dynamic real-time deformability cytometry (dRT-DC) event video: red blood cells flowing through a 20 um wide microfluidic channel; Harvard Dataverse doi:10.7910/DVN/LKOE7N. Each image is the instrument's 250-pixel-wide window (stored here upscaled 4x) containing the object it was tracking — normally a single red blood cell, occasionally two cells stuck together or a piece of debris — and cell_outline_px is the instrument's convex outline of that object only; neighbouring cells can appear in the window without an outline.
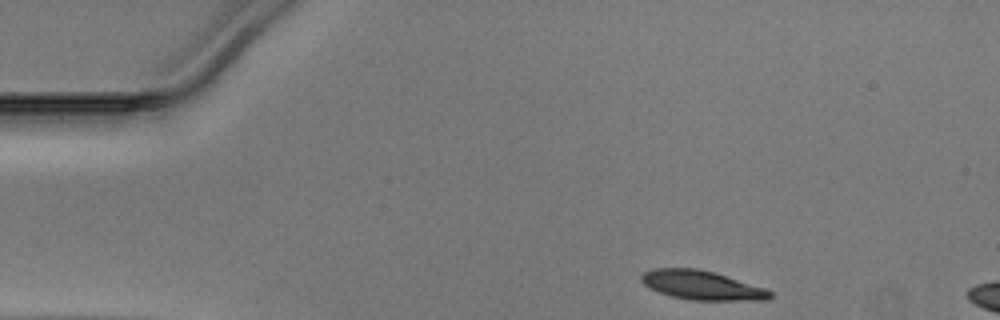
{"species": "Egyptian fruit bat (a non-hibernating species)", "species_latin": "Rousettus aegyptiacus", "temperature_condition": "warm", "stored_images_in_passage": 5, "camera_frame_rate_fps": 3000, "um_per_image_px": 0.085, "animal": {"sex": "male"}, "frame": {"image": 1, "passage_image": 1, "time_ms": 0.0, "image_size_px": [1000, 320], "cell_outline_px": [[772, 296], [768, 300], [692, 300], [672, 296], [660, 292], [644, 284], [640, 280], [640, 276], [644, 272], [652, 268], [696, 268], [712, 272], [764, 288], [772, 292]], "centroid_in_image_um": [59.63, 24.24], "position_along_channel_um": 25.4, "area_um2": 21.44}}